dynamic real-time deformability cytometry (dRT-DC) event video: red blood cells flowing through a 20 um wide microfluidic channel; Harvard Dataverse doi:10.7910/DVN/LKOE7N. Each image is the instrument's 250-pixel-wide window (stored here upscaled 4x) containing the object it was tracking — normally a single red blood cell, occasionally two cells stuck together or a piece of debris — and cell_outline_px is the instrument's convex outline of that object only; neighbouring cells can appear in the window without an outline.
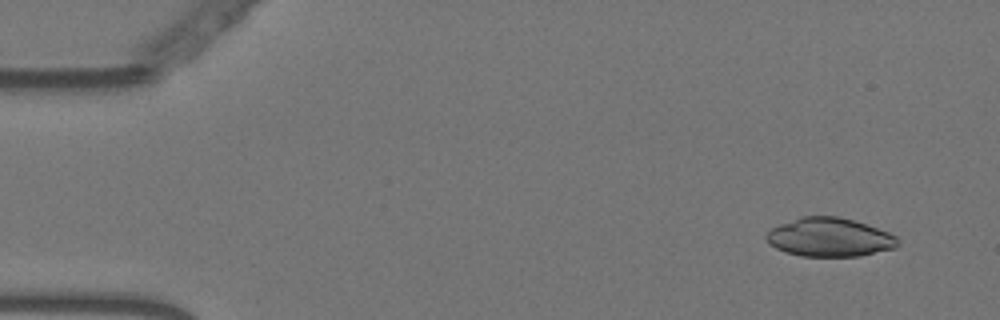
{"species": "Egyptian fruit bat (a non-hibernating species)", "species_latin": "Rousettus aegyptiacus", "temperature_condition": "warm", "stored_images_in_passage": 56, "camera_frame_rate_fps": 3000, "um_per_image_px": 0.085, "animal": {"sex": "female"}, "frame": {"image": 1, "passage_image": 4, "time_ms": 1.0, "image_size_px": [1000, 320], "cell_outline_px": [[900, 244], [896, 248], [860, 256], [800, 256], [776, 248], [764, 236], [772, 228], [780, 224], [800, 216], [840, 216], [888, 232], [896, 236], [900, 240]], "centroid_in_image_um": [70.54, 20.17], "position_along_channel_um": 14.5, "area_um2": 29.54}}
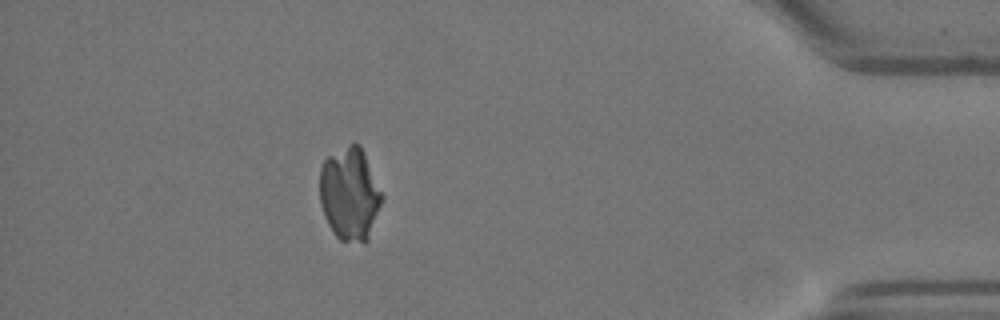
{"frame": {"image": 2, "passage_image": 50, "time_ms": 16.333, "image_size_px": [1000, 320], "cell_outline_px": [[384, 196], [368, 240], [364, 244], [340, 240], [332, 232], [324, 216], [320, 204], [320, 168], [324, 160], [328, 156], [348, 144], [360, 144]], "centroid_in_image_um": [29.72, 16.51], "position_along_channel_um": 405.5, "area_um2": 33.87}}